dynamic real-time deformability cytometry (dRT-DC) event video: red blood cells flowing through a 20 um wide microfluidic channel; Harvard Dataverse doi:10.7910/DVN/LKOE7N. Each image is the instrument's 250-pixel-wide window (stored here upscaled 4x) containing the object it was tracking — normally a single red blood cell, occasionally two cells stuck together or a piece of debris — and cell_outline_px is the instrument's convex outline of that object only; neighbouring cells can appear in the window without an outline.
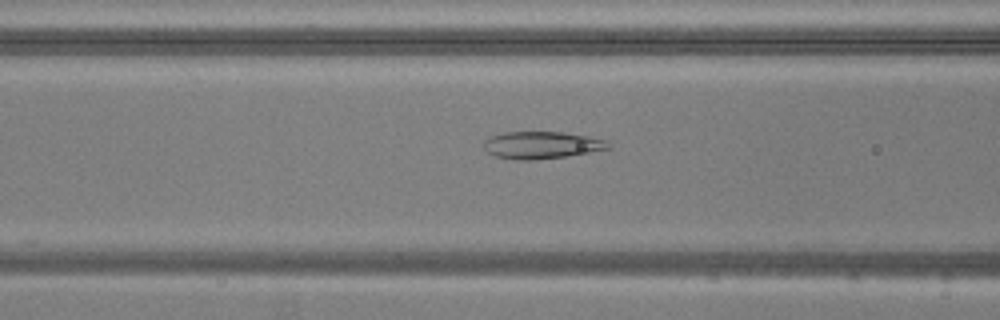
{"species": "common noctule bat (a hibernating species)", "species_latin": "Nyctalus noctula", "temperature_condition": "warm", "stored_images_in_passage": 27, "camera_frame_rate_fps": 3000, "um_per_image_px": 0.085, "animal": {"sex": "male", "body_mass_g": 20.5, "forearm_length_mm": 52.5}, "frame": {"image": 1, "passage_image": 6, "time_ms": 1.667, "image_size_px": [1000, 320], "cell_outline_px": [[612, 148], [568, 156], [532, 160], [520, 160], [496, 156], [488, 152], [484, 148], [484, 140], [492, 136], [504, 132], [564, 132], [588, 136], [608, 140], [612, 144]], "centroid_in_image_um": [46.1, 12.33], "position_along_channel_um": 120.5, "area_um2": 19.83}}
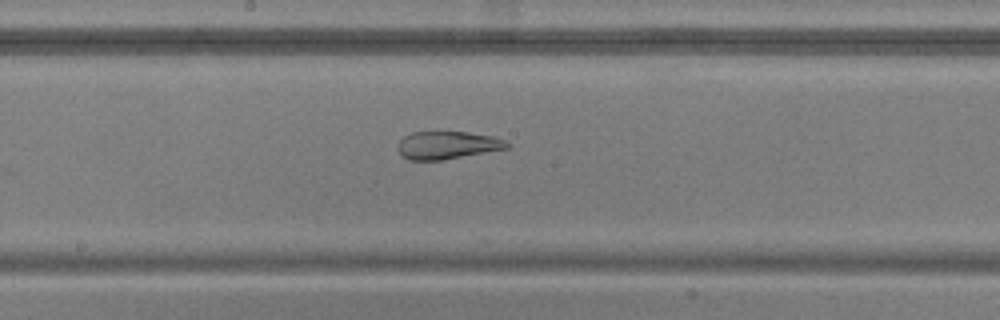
{"frame": {"image": 2, "passage_image": 13, "time_ms": 4.0, "image_size_px": [1000, 320], "cell_outline_px": [[512, 148], [440, 160], [408, 160], [396, 148], [400, 140], [404, 136], [412, 132], [468, 132], [492, 136], [504, 140], [512, 144]], "centroid_in_image_um": [38.07, 12.34], "position_along_channel_um": 210.1, "area_um2": 17.74}}
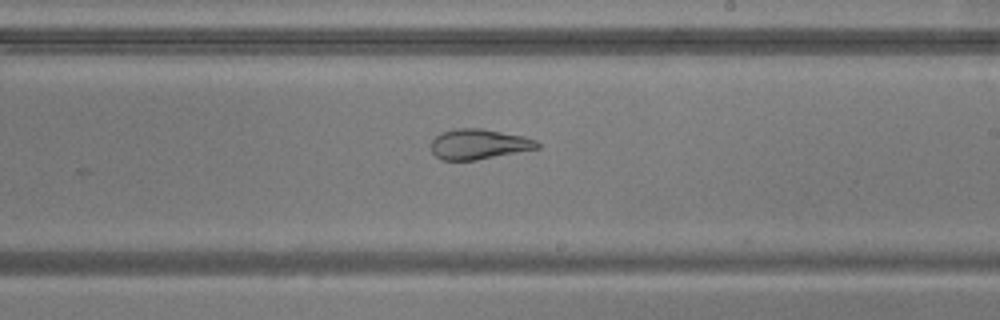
{"frame": {"image": 3, "passage_image": 16, "time_ms": 5.0, "image_size_px": [1000, 320], "cell_outline_px": [[540, 148], [476, 160], [440, 160], [432, 152], [432, 140], [440, 132], [452, 128], [484, 128], [524, 136], [536, 140], [540, 144]], "centroid_in_image_um": [40.7, 12.24], "position_along_channel_um": 248.3, "area_um2": 18.9}, "authors_computed_cell_mechanics": {"area_um2": 19.0162, "velocity_mm_per_s": 3.8264, "shape_relaxation_time_tau1_ms": null, "shape_relaxation_time_tau2_ms": 1.7287, "deformation_change_tau1": null, "deformation_change_tau2": 0.0528}}